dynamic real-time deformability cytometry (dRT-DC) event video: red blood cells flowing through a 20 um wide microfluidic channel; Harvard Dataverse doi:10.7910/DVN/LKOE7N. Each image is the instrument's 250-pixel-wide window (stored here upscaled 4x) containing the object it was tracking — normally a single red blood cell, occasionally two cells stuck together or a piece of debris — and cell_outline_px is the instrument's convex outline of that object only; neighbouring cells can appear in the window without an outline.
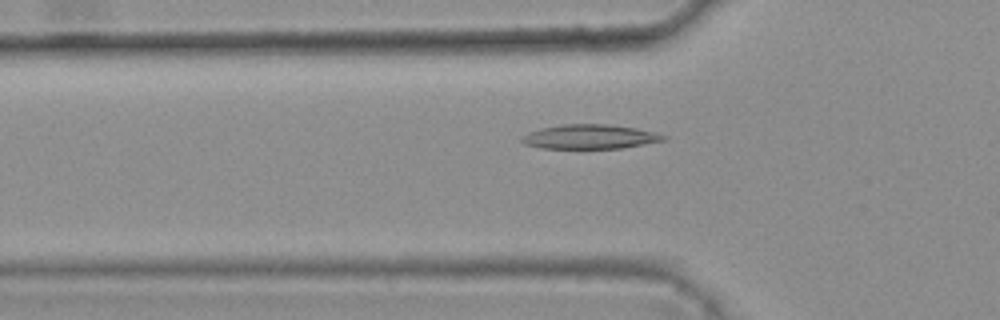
{"species": "common noctule bat (a hibernating species)", "species_latin": "Nyctalus noctula", "temperature_condition": "warm", "stored_images_in_passage": 40, "camera_frame_rate_fps": 3000, "um_per_image_px": 0.085, "animal": {"sex": "female", "body_mass_g": 25.1}, "frame": {"image": 1, "passage_image": 10, "time_ms": 3.0, "image_size_px": [1000, 320], "cell_outline_px": [[668, 136], [664, 140], [624, 148], [540, 148], [524, 144], [520, 140], [520, 136], [528, 132], [540, 128], [560, 124], [608, 124], [636, 128], [656, 132]], "centroid_in_image_um": [50.11, 11.61], "position_along_channel_um": 75.7, "area_um2": 20.29}}
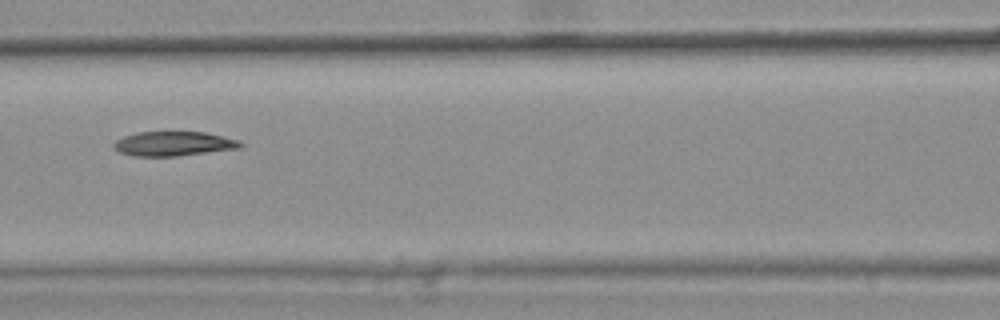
{"frame": {"image": 2, "passage_image": 16, "time_ms": 5.0, "image_size_px": [1000, 320], "cell_outline_px": [[244, 144], [240, 148], [176, 156], [132, 156], [120, 152], [112, 148], [112, 144], [116, 140], [124, 136], [136, 132], [204, 132], [240, 140]], "centroid_in_image_um": [14.73, 12.21], "position_along_channel_um": 151.9, "area_um2": 18.09}}
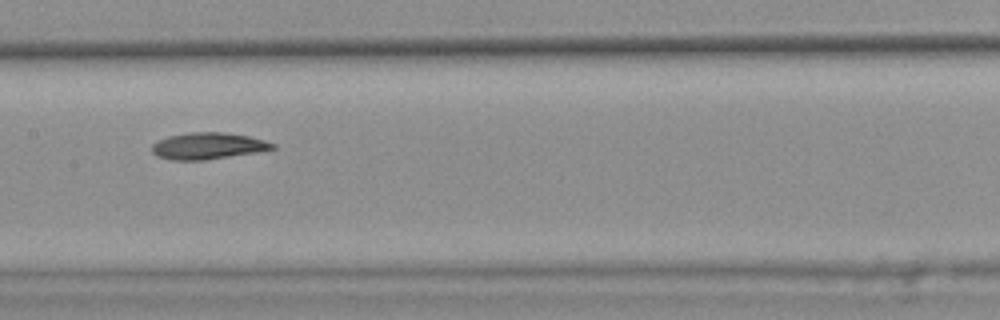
{"frame": {"image": 3, "passage_image": 19, "time_ms": 6.0, "image_size_px": [1000, 320], "cell_outline_px": [[276, 148], [204, 160], [168, 160], [156, 156], [152, 152], [152, 144], [168, 136], [188, 132], [224, 132], [248, 136], [264, 140], [276, 144]], "centroid_in_image_um": [17.62, 12.4], "position_along_channel_um": 189.8, "area_um2": 18.5}}